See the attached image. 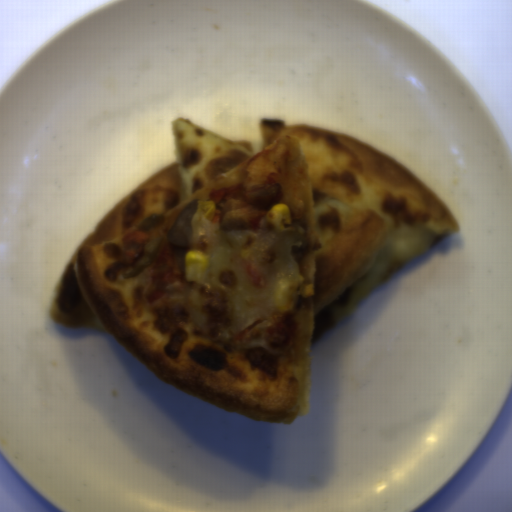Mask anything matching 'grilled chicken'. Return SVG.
<instances>
[{
  "label": "grilled chicken",
  "mask_w": 512,
  "mask_h": 512,
  "mask_svg": "<svg viewBox=\"0 0 512 512\" xmlns=\"http://www.w3.org/2000/svg\"><path fill=\"white\" fill-rule=\"evenodd\" d=\"M152 264L154 288L150 291L148 297V304L150 305L164 297L167 293V286L176 280L181 272L170 244L162 250H158Z\"/></svg>",
  "instance_id": "1"
},
{
  "label": "grilled chicken",
  "mask_w": 512,
  "mask_h": 512,
  "mask_svg": "<svg viewBox=\"0 0 512 512\" xmlns=\"http://www.w3.org/2000/svg\"><path fill=\"white\" fill-rule=\"evenodd\" d=\"M150 240L149 232L137 230L124 236L123 247L128 265H137L144 255V248Z\"/></svg>",
  "instance_id": "2"
},
{
  "label": "grilled chicken",
  "mask_w": 512,
  "mask_h": 512,
  "mask_svg": "<svg viewBox=\"0 0 512 512\" xmlns=\"http://www.w3.org/2000/svg\"><path fill=\"white\" fill-rule=\"evenodd\" d=\"M228 192H229V190L226 187L222 188V189L215 190L212 193H210L208 201H213L215 206L221 205L225 201V199L228 195Z\"/></svg>",
  "instance_id": "3"
}]
</instances>
